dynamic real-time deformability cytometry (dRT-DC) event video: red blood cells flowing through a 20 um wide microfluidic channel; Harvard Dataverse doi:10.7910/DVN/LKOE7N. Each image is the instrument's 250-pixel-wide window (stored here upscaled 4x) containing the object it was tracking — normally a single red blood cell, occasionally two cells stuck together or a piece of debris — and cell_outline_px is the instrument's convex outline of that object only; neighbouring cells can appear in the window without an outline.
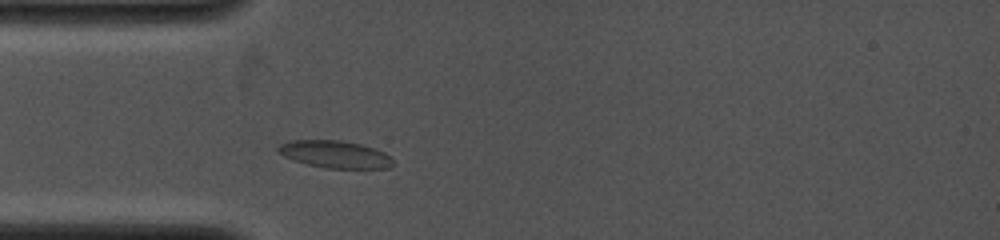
{"species": "common noctule bat (a hibernating species)", "species_latin": "Nyctalus noctula", "temperature_condition": "cold", "stored_images_in_passage": 2, "camera_frame_rate_fps": 4000, "um_per_image_px": 0.085, "animal": {"sex": "female", "body_mass_g": 19.0, "forearm_length_mm": 53.3}, "frame": {"image": 1, "passage_image": 2, "time_ms": 1.0, "image_size_px": [1000, 240], "cell_outline_px": [[392, 168], [324, 168], [308, 164], [284, 156], [276, 152], [276, 148], [280, 144], [288, 140], [344, 140], [360, 144], [384, 152], [392, 156]], "centroid_in_image_um": [28.46, 13.11], "position_along_channel_um": 56.5, "area_um2": 18.32}}